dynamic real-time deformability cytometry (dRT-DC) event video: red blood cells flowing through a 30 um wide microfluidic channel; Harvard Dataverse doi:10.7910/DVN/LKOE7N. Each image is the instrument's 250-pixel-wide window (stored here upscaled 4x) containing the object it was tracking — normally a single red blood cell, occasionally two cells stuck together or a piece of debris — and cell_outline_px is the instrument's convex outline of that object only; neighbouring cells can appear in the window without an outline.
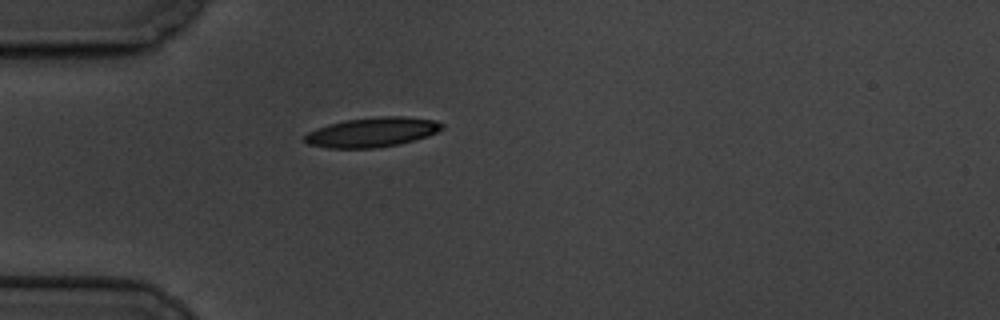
{"species": "common noctule bat (a hibernating species)", "species_latin": "Nyctalus noctula", "temperature_condition": "cold", "stored_images_in_passage": 7, "camera_frame_rate_fps": 3000, "um_per_image_px": 0.085, "animal": {"sex": "male", "body_mass_g": 19.5, "forearm_length_mm": 54.6}, "frame": {"image": 1, "passage_image": 7, "time_ms": 7.667, "image_size_px": [1000, 320], "cell_outline_px": [[444, 128], [428, 136], [396, 144], [376, 148], [328, 148], [308, 144], [304, 140], [304, 136], [308, 132], [316, 128], [328, 124], [344, 120], [380, 116], [404, 116], [436, 120], [444, 124]], "centroid_in_image_um": [31.63, 11.22], "position_along_channel_um": 53.4, "area_um2": 23.7}}